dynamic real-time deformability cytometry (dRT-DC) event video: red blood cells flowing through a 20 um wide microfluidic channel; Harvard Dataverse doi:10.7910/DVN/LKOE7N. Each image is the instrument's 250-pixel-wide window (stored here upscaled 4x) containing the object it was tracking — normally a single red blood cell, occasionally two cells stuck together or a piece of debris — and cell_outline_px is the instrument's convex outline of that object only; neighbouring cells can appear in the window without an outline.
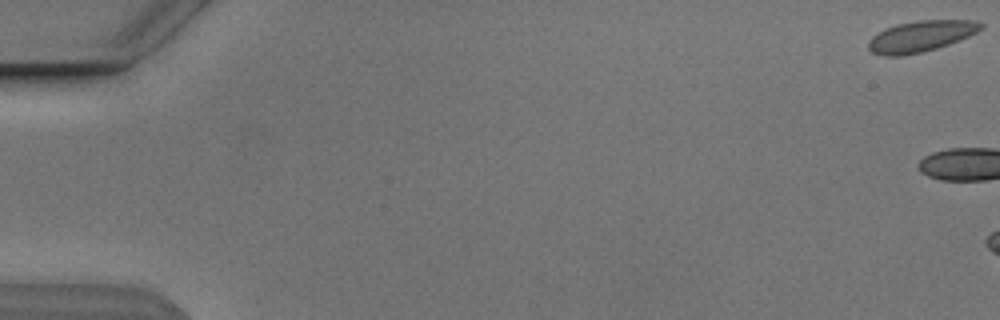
{"species": "Egyptian fruit bat (a non-hibernating species)", "species_latin": "Rousettus aegyptiacus", "temperature_condition": "cold", "stored_images_in_passage": 12, "camera_frame_rate_fps": 3000, "um_per_image_px": 0.085, "animal": {"sex": "male"}, "frame": {"image": 1, "passage_image": 1, "time_ms": 0.0, "image_size_px": [1000, 320], "cell_outline_px": [[984, 28], [968, 36], [948, 44], [936, 48], [920, 52], [900, 56], [884, 56], [872, 52], [868, 48], [868, 40], [872, 36], [896, 24], [920, 20], [972, 20], [984, 24]], "centroid_in_image_um": [78.26, 3.08], "position_along_channel_um": 6.7, "area_um2": 20.11}}